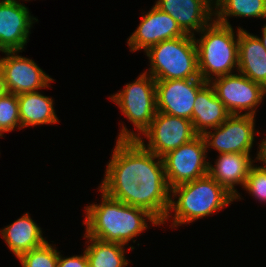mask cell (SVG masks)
<instances>
[{"label": "cell", "instance_id": "1", "mask_svg": "<svg viewBox=\"0 0 266 267\" xmlns=\"http://www.w3.org/2000/svg\"><path fill=\"white\" fill-rule=\"evenodd\" d=\"M100 203L93 202L84 207L85 227L87 236L105 242H116L129 246L128 251H133L135 238L151 227H159L161 223L147 210L127 205L108 196L99 187ZM151 224V225H149Z\"/></svg>", "mask_w": 266, "mask_h": 267}, {"label": "cell", "instance_id": "2", "mask_svg": "<svg viewBox=\"0 0 266 267\" xmlns=\"http://www.w3.org/2000/svg\"><path fill=\"white\" fill-rule=\"evenodd\" d=\"M234 201L233 195L206 175L170 189V205L161 225L165 226L168 221L171 222L169 228L172 229L185 224L190 225L199 219L223 211Z\"/></svg>", "mask_w": 266, "mask_h": 267}, {"label": "cell", "instance_id": "3", "mask_svg": "<svg viewBox=\"0 0 266 267\" xmlns=\"http://www.w3.org/2000/svg\"><path fill=\"white\" fill-rule=\"evenodd\" d=\"M235 30L213 19L194 35L198 71L204 81L238 72V27Z\"/></svg>", "mask_w": 266, "mask_h": 267}, {"label": "cell", "instance_id": "4", "mask_svg": "<svg viewBox=\"0 0 266 267\" xmlns=\"http://www.w3.org/2000/svg\"><path fill=\"white\" fill-rule=\"evenodd\" d=\"M155 85L156 80L150 74L143 72L135 80L125 84L117 93L109 96L136 130L131 131L121 121L117 140H137L150 126L157 113Z\"/></svg>", "mask_w": 266, "mask_h": 267}, {"label": "cell", "instance_id": "5", "mask_svg": "<svg viewBox=\"0 0 266 267\" xmlns=\"http://www.w3.org/2000/svg\"><path fill=\"white\" fill-rule=\"evenodd\" d=\"M144 54L149 60L144 72L155 80L201 78L193 35L161 41Z\"/></svg>", "mask_w": 266, "mask_h": 267}, {"label": "cell", "instance_id": "6", "mask_svg": "<svg viewBox=\"0 0 266 267\" xmlns=\"http://www.w3.org/2000/svg\"><path fill=\"white\" fill-rule=\"evenodd\" d=\"M99 188L113 199L135 206L137 140H115Z\"/></svg>", "mask_w": 266, "mask_h": 267}, {"label": "cell", "instance_id": "7", "mask_svg": "<svg viewBox=\"0 0 266 267\" xmlns=\"http://www.w3.org/2000/svg\"><path fill=\"white\" fill-rule=\"evenodd\" d=\"M210 85L230 114L256 116L266 89L240 72L212 79Z\"/></svg>", "mask_w": 266, "mask_h": 267}, {"label": "cell", "instance_id": "8", "mask_svg": "<svg viewBox=\"0 0 266 267\" xmlns=\"http://www.w3.org/2000/svg\"><path fill=\"white\" fill-rule=\"evenodd\" d=\"M207 150L202 135L162 157L168 187L194 181L208 175Z\"/></svg>", "mask_w": 266, "mask_h": 267}, {"label": "cell", "instance_id": "9", "mask_svg": "<svg viewBox=\"0 0 266 267\" xmlns=\"http://www.w3.org/2000/svg\"><path fill=\"white\" fill-rule=\"evenodd\" d=\"M256 116L231 114L220 126L205 132L207 154L210 149L221 153H251L255 138Z\"/></svg>", "mask_w": 266, "mask_h": 267}, {"label": "cell", "instance_id": "10", "mask_svg": "<svg viewBox=\"0 0 266 267\" xmlns=\"http://www.w3.org/2000/svg\"><path fill=\"white\" fill-rule=\"evenodd\" d=\"M196 136L191 120L157 112L150 126L137 141L145 149L162 158Z\"/></svg>", "mask_w": 266, "mask_h": 267}, {"label": "cell", "instance_id": "11", "mask_svg": "<svg viewBox=\"0 0 266 267\" xmlns=\"http://www.w3.org/2000/svg\"><path fill=\"white\" fill-rule=\"evenodd\" d=\"M22 51H2L0 69L4 76L7 93L22 94L49 89L55 80L37 63L19 53Z\"/></svg>", "mask_w": 266, "mask_h": 267}, {"label": "cell", "instance_id": "12", "mask_svg": "<svg viewBox=\"0 0 266 267\" xmlns=\"http://www.w3.org/2000/svg\"><path fill=\"white\" fill-rule=\"evenodd\" d=\"M207 83L202 78L156 80L157 112L192 120L197 93Z\"/></svg>", "mask_w": 266, "mask_h": 267}, {"label": "cell", "instance_id": "13", "mask_svg": "<svg viewBox=\"0 0 266 267\" xmlns=\"http://www.w3.org/2000/svg\"><path fill=\"white\" fill-rule=\"evenodd\" d=\"M35 22L38 19L21 1H0V52L25 51Z\"/></svg>", "mask_w": 266, "mask_h": 267}, {"label": "cell", "instance_id": "14", "mask_svg": "<svg viewBox=\"0 0 266 267\" xmlns=\"http://www.w3.org/2000/svg\"><path fill=\"white\" fill-rule=\"evenodd\" d=\"M187 35L169 14L162 12L157 6H151L148 12H142L140 23L127 38L130 52L143 50L164 40Z\"/></svg>", "mask_w": 266, "mask_h": 267}, {"label": "cell", "instance_id": "15", "mask_svg": "<svg viewBox=\"0 0 266 267\" xmlns=\"http://www.w3.org/2000/svg\"><path fill=\"white\" fill-rule=\"evenodd\" d=\"M216 158L214 164L209 160L208 175L233 195L236 202L243 200L235 187L243 189L257 157H252L250 153H221Z\"/></svg>", "mask_w": 266, "mask_h": 267}, {"label": "cell", "instance_id": "16", "mask_svg": "<svg viewBox=\"0 0 266 267\" xmlns=\"http://www.w3.org/2000/svg\"><path fill=\"white\" fill-rule=\"evenodd\" d=\"M154 5L177 21L186 34L193 36L214 19L213 0H156Z\"/></svg>", "mask_w": 266, "mask_h": 267}, {"label": "cell", "instance_id": "17", "mask_svg": "<svg viewBox=\"0 0 266 267\" xmlns=\"http://www.w3.org/2000/svg\"><path fill=\"white\" fill-rule=\"evenodd\" d=\"M238 72L266 89V50L257 35L238 26Z\"/></svg>", "mask_w": 266, "mask_h": 267}, {"label": "cell", "instance_id": "18", "mask_svg": "<svg viewBox=\"0 0 266 267\" xmlns=\"http://www.w3.org/2000/svg\"><path fill=\"white\" fill-rule=\"evenodd\" d=\"M29 214V212L24 213L23 216L0 229V234L8 249L17 259L47 241L45 239L47 237L43 236L42 228Z\"/></svg>", "mask_w": 266, "mask_h": 267}, {"label": "cell", "instance_id": "19", "mask_svg": "<svg viewBox=\"0 0 266 267\" xmlns=\"http://www.w3.org/2000/svg\"><path fill=\"white\" fill-rule=\"evenodd\" d=\"M194 103L191 121L197 135L220 126L231 115L209 82L197 93Z\"/></svg>", "mask_w": 266, "mask_h": 267}, {"label": "cell", "instance_id": "20", "mask_svg": "<svg viewBox=\"0 0 266 267\" xmlns=\"http://www.w3.org/2000/svg\"><path fill=\"white\" fill-rule=\"evenodd\" d=\"M21 129L60 123L55 110V100L41 91L17 95Z\"/></svg>", "mask_w": 266, "mask_h": 267}, {"label": "cell", "instance_id": "21", "mask_svg": "<svg viewBox=\"0 0 266 267\" xmlns=\"http://www.w3.org/2000/svg\"><path fill=\"white\" fill-rule=\"evenodd\" d=\"M88 267H127L131 261L126 257V245L105 242L83 234Z\"/></svg>", "mask_w": 266, "mask_h": 267}, {"label": "cell", "instance_id": "22", "mask_svg": "<svg viewBox=\"0 0 266 267\" xmlns=\"http://www.w3.org/2000/svg\"><path fill=\"white\" fill-rule=\"evenodd\" d=\"M214 20L231 26L230 18H256L266 20L264 0H213Z\"/></svg>", "mask_w": 266, "mask_h": 267}, {"label": "cell", "instance_id": "23", "mask_svg": "<svg viewBox=\"0 0 266 267\" xmlns=\"http://www.w3.org/2000/svg\"><path fill=\"white\" fill-rule=\"evenodd\" d=\"M170 205L168 186H148L138 184L135 191V207H140L152 214L160 223L165 219Z\"/></svg>", "mask_w": 266, "mask_h": 267}, {"label": "cell", "instance_id": "24", "mask_svg": "<svg viewBox=\"0 0 266 267\" xmlns=\"http://www.w3.org/2000/svg\"><path fill=\"white\" fill-rule=\"evenodd\" d=\"M136 181L148 186H168L162 158L145 149L138 141Z\"/></svg>", "mask_w": 266, "mask_h": 267}, {"label": "cell", "instance_id": "25", "mask_svg": "<svg viewBox=\"0 0 266 267\" xmlns=\"http://www.w3.org/2000/svg\"><path fill=\"white\" fill-rule=\"evenodd\" d=\"M59 251L46 241L43 245L22 254L17 260L22 267H57Z\"/></svg>", "mask_w": 266, "mask_h": 267}, {"label": "cell", "instance_id": "26", "mask_svg": "<svg viewBox=\"0 0 266 267\" xmlns=\"http://www.w3.org/2000/svg\"><path fill=\"white\" fill-rule=\"evenodd\" d=\"M21 129L19 102L16 94L6 93L0 98V138L4 134ZM7 132V133H6Z\"/></svg>", "mask_w": 266, "mask_h": 267}, {"label": "cell", "instance_id": "27", "mask_svg": "<svg viewBox=\"0 0 266 267\" xmlns=\"http://www.w3.org/2000/svg\"><path fill=\"white\" fill-rule=\"evenodd\" d=\"M243 190L259 203L266 204V167L254 164L247 176Z\"/></svg>", "mask_w": 266, "mask_h": 267}, {"label": "cell", "instance_id": "28", "mask_svg": "<svg viewBox=\"0 0 266 267\" xmlns=\"http://www.w3.org/2000/svg\"><path fill=\"white\" fill-rule=\"evenodd\" d=\"M80 255L64 256L59 251L57 267H88V259L85 250Z\"/></svg>", "mask_w": 266, "mask_h": 267}, {"label": "cell", "instance_id": "29", "mask_svg": "<svg viewBox=\"0 0 266 267\" xmlns=\"http://www.w3.org/2000/svg\"><path fill=\"white\" fill-rule=\"evenodd\" d=\"M256 146H258L256 152L257 154H255L257 162L260 161L259 163L266 167V136H264L263 140L261 139Z\"/></svg>", "mask_w": 266, "mask_h": 267}, {"label": "cell", "instance_id": "30", "mask_svg": "<svg viewBox=\"0 0 266 267\" xmlns=\"http://www.w3.org/2000/svg\"><path fill=\"white\" fill-rule=\"evenodd\" d=\"M7 93L3 73L0 69V98Z\"/></svg>", "mask_w": 266, "mask_h": 267}, {"label": "cell", "instance_id": "31", "mask_svg": "<svg viewBox=\"0 0 266 267\" xmlns=\"http://www.w3.org/2000/svg\"><path fill=\"white\" fill-rule=\"evenodd\" d=\"M265 24H263V27L261 29V37L258 36V38L260 39V41L262 42L265 50H266V22H264Z\"/></svg>", "mask_w": 266, "mask_h": 267}, {"label": "cell", "instance_id": "32", "mask_svg": "<svg viewBox=\"0 0 266 267\" xmlns=\"http://www.w3.org/2000/svg\"><path fill=\"white\" fill-rule=\"evenodd\" d=\"M19 1H22V2H23V1H24V2H25V1H26V2H29V1H31V0H19ZM32 1H33V0H32ZM34 1H35V0H34Z\"/></svg>", "mask_w": 266, "mask_h": 267}]
</instances>
